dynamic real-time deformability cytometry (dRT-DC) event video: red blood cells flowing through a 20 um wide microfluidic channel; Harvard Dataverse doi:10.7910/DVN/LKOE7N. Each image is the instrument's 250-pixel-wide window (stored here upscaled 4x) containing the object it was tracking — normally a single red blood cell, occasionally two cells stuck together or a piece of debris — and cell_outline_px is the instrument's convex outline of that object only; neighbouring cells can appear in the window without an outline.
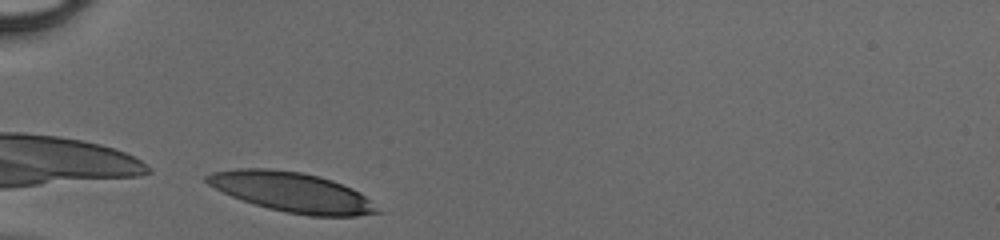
{"species": "human", "species_latin": "Homo sapiens", "temperature_condition": "cold", "stored_images_in_passage": 26, "camera_frame_rate_fps": 3000, "um_per_image_px": 0.085, "donor": {"sex": "male"}, "frame": {"image": 1, "passage_image": 1, "time_ms": 0.0, "image_size_px": [1000, 240], "cell_outline_px": [[384, 212], [356, 216], [308, 216], [284, 212], [268, 208], [240, 200], [208, 184], [204, 180], [204, 176], [212, 172], [236, 168], [268, 168], [300, 172], [320, 176], [332, 180], [352, 188], [364, 196]], "centroid_in_image_um": [24.81, 16.33], "position_along_channel_um": 60.2, "area_um2": 39.54}}
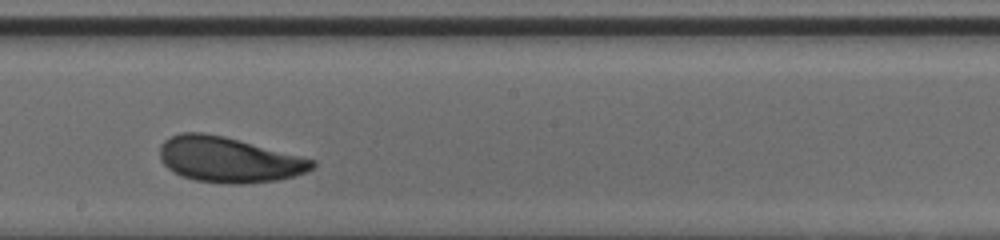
{"frame": {"image": 2, "passage_image": 14, "time_ms": 4.333, "image_size_px": [1000, 240], "cell_outline_px": [[316, 164], [312, 168], [304, 172], [292, 176], [276, 180], [244, 184], [224, 184], [196, 180], [180, 176], [172, 172], [160, 160], [160, 144], [164, 140], [180, 132], [204, 132], [224, 136], [316, 160]], "centroid_in_image_um": [19.39, 13.57], "position_along_channel_um": 228.8, "area_um2": 40.34}}
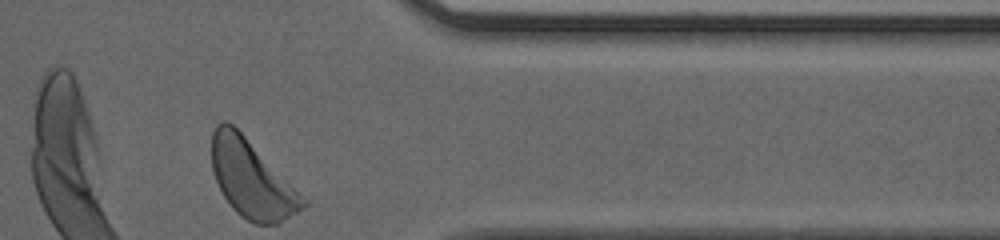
{"frame": {"image": 3, "passage_image": 26, "time_ms": 8.333, "image_size_px": [1000, 240], "cell_outline_px": [[308, 204], [304, 208], [280, 224], [256, 224], [240, 216], [232, 208], [224, 196], [216, 180], [212, 168], [212, 132], [216, 124], [224, 120], [228, 120], [308, 200]], "centroid_in_image_um": [21.4, 15.25], "position_along_channel_um": 390.0, "area_um2": 40.81}}